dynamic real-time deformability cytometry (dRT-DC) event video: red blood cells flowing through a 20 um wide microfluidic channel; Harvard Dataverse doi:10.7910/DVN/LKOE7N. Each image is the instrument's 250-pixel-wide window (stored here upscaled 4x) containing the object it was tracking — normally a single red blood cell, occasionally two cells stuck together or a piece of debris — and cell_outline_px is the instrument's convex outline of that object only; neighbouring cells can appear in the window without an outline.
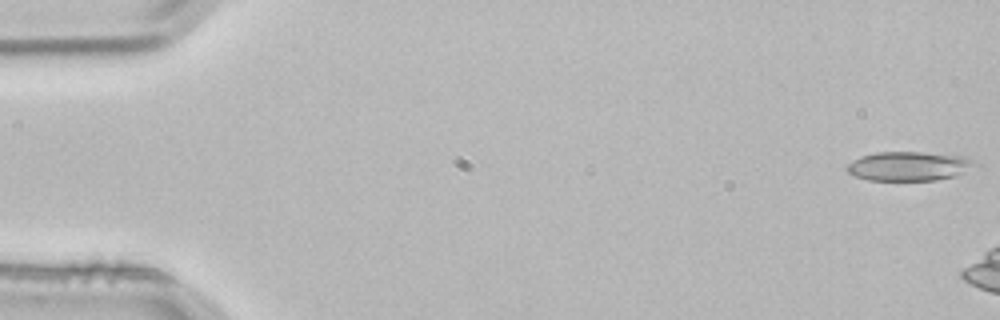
{"species": "common noctule bat (a hibernating species)", "species_latin": "Nyctalus noctula", "temperature_condition": "room temperature", "stored_images_in_passage": 3, "camera_frame_rate_fps": 3000, "um_per_image_px": 0.085, "animal": {"sex": "male", "body_mass_g": 21.5, "forearm_length_mm": 52.0}, "frame": {"image": 1, "passage_image": 1, "time_ms": 0.0, "image_size_px": [1000, 320], "cell_outline_px": [[980, 164], [964, 172], [952, 176], [936, 180], [868, 180], [856, 176], [848, 172], [848, 164], [852, 160], [860, 156], [876, 152], [920, 152], [964, 156], [976, 160]], "centroid_in_image_um": [77.29, 14.11], "position_along_channel_um": 7.7, "area_um2": 21.73}}